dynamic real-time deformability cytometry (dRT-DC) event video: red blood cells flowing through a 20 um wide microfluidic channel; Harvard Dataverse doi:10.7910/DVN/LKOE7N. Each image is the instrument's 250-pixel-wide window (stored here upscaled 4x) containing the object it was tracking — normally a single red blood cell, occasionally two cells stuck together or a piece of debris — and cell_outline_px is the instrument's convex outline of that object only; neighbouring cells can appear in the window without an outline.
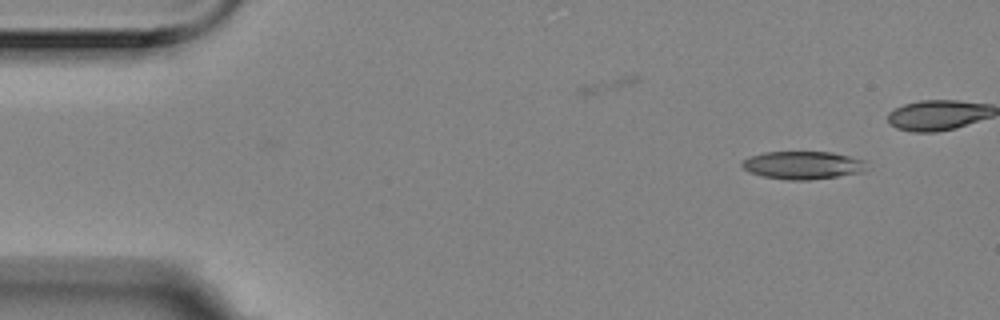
{"species": "Egyptian fruit bat (a non-hibernating species)", "species_latin": "Rousettus aegyptiacus", "temperature_condition": "room temperature", "stored_images_in_passage": 3, "camera_frame_rate_fps": 3000, "um_per_image_px": 0.085, "animal": {"sex": "female"}, "frame": {"image": 1, "passage_image": 1, "time_ms": 0.0, "image_size_px": [1000, 320], "cell_outline_px": [[868, 160], [864, 172], [808, 180], [784, 180], [764, 176], [748, 172], [740, 164], [744, 160], [752, 156], [764, 152], [832, 152]], "centroid_in_image_um": [68.28, 14.04], "position_along_channel_um": 16.7, "area_um2": 20.35}}